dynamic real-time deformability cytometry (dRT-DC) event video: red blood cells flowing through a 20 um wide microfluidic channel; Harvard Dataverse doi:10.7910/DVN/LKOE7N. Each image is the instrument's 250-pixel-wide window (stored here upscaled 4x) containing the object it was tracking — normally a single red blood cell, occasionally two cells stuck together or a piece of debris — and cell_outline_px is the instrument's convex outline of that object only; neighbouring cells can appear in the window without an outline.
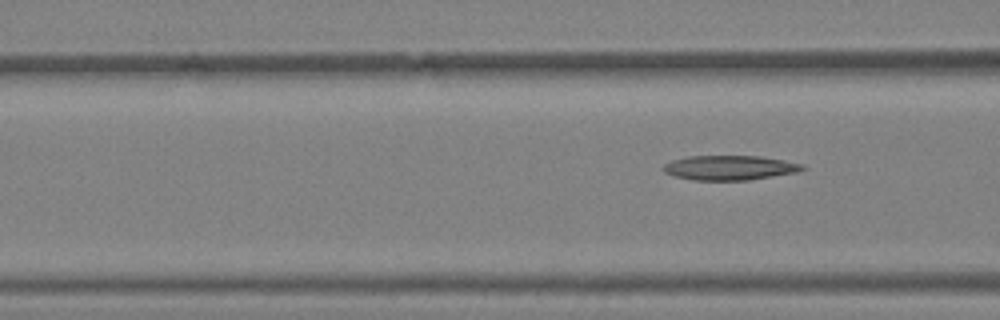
{"species": "Egyptian fruit bat (a non-hibernating species)", "species_latin": "Rousettus aegyptiacus", "temperature_condition": "warm", "stored_images_in_passage": 6, "camera_frame_rate_fps": 3000, "um_per_image_px": 0.085, "animal": {"sex": "female"}, "frame": {"image": 1, "passage_image": 6, "time_ms": 6.0, "image_size_px": [1000, 320], "cell_outline_px": [[808, 168], [800, 172], [748, 180], [692, 180], [672, 176], [664, 172], [660, 168], [664, 164], [672, 160], [688, 156], [760, 156], [784, 160], [804, 164]], "centroid_in_image_um": [62.03, 14.26], "position_along_channel_um": 104.6, "area_um2": 20.29}}